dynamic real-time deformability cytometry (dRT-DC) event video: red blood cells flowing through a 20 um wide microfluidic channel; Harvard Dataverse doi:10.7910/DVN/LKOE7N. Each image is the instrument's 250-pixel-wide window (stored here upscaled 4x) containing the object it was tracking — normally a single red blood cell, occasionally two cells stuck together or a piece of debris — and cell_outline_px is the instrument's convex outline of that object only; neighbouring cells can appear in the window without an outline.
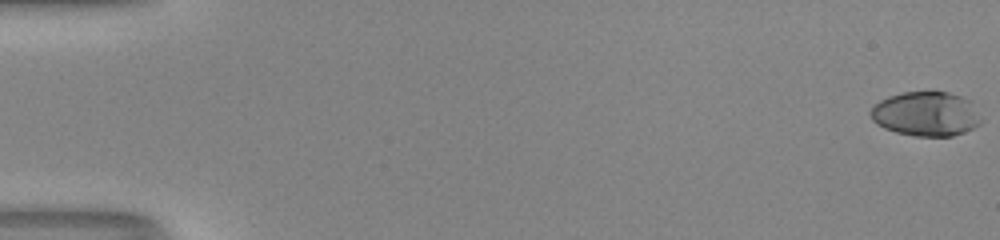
{"species": "human", "species_latin": "Homo sapiens", "temperature_condition": "room temperature", "stored_images_in_passage": 53, "camera_frame_rate_fps": 3000, "um_per_image_px": 0.085, "donor": {"sex": "male"}, "frame": {"image": 1, "passage_image": 1, "time_ms": 0.0, "image_size_px": [1000, 240], "cell_outline_px": [[984, 120], [980, 124], [964, 132], [952, 136], [916, 136], [896, 132], [884, 128], [876, 124], [872, 120], [872, 108], [880, 100], [888, 96], [904, 92], [948, 92], [972, 100]], "centroid_in_image_um": [78.77, 9.68], "position_along_channel_um": 6.2, "area_um2": 28.78}}
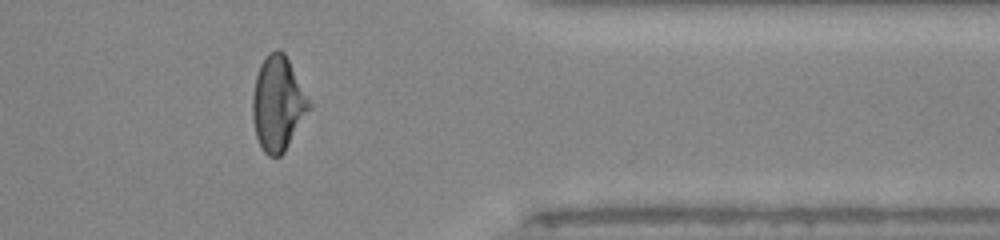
{"frame": {"image": 2, "passage_image": 44, "time_ms": 14.333, "image_size_px": [1000, 240], "cell_outline_px": [[312, 108], [284, 152], [280, 156], [268, 156], [264, 152], [256, 136], [252, 116], [252, 96], [256, 76], [260, 64], [268, 52], [276, 48], [280, 48], [284, 52], [312, 104]], "centroid_in_image_um": [23.63, 8.79], "position_along_channel_um": 387.8, "area_um2": 31.33}}
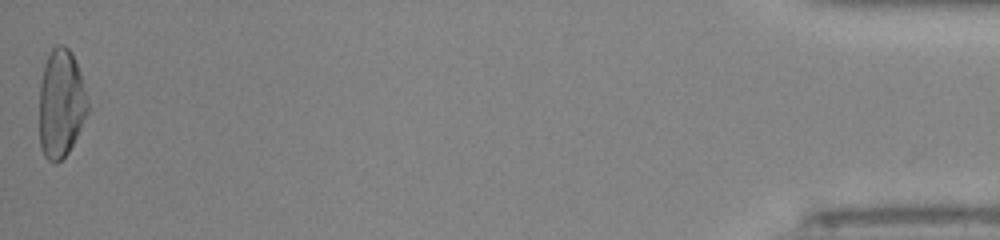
{"frame": {"image": 3, "passage_image": 53, "time_ms": 17.333, "image_size_px": [1000, 240], "cell_outline_px": [[88, 112], [68, 152], [56, 164], [52, 164], [44, 156], [40, 148], [40, 84], [44, 64], [52, 48], [56, 44], [64, 44], [72, 52], [76, 60], [80, 72], [88, 100]], "centroid_in_image_um": [5.18, 8.78], "position_along_channel_um": 430.0, "area_um2": 30.63}, "authors_computed_cell_mechanics": {"area_um2": 29.5358, "velocity_mm_per_s": 4.1419, "shape_relaxation_time_tau1_ms": 6.7034, "shape_relaxation_time_tau2_ms": 1.6344, "deformation_change_tau1": 0.2527, "deformation_change_tau2": 0.0599}}